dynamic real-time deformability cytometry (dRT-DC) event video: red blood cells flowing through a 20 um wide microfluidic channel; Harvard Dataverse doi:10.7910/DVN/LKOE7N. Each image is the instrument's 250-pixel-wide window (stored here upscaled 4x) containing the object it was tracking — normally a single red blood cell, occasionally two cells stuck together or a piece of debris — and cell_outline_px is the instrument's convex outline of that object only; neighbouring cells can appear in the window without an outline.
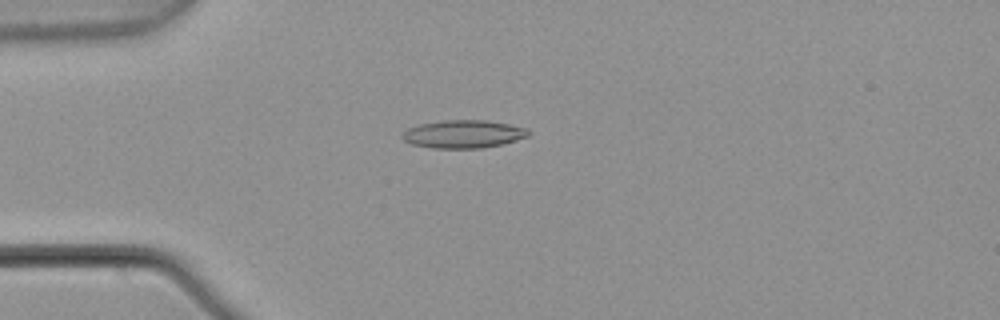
{"species": "common noctule bat (a hibernating species)", "species_latin": "Nyctalus noctula", "temperature_condition": "warm", "stored_images_in_passage": 5, "camera_frame_rate_fps": 3000, "um_per_image_px": 0.085, "animal": {"sex": "male", "body_mass_g": 21.5, "forearm_length_mm": 52.0}, "frame": {"image": 1, "passage_image": 4, "time_ms": 1.0, "image_size_px": [1000, 320], "cell_outline_px": [[532, 132], [528, 136], [516, 140], [500, 144], [480, 148], [432, 148], [412, 144], [404, 140], [400, 136], [400, 132], [408, 128], [420, 124], [444, 120], [488, 120], [528, 128]], "centroid_in_image_um": [39.37, 11.39], "position_along_channel_um": 45.6, "area_um2": 20.63}}
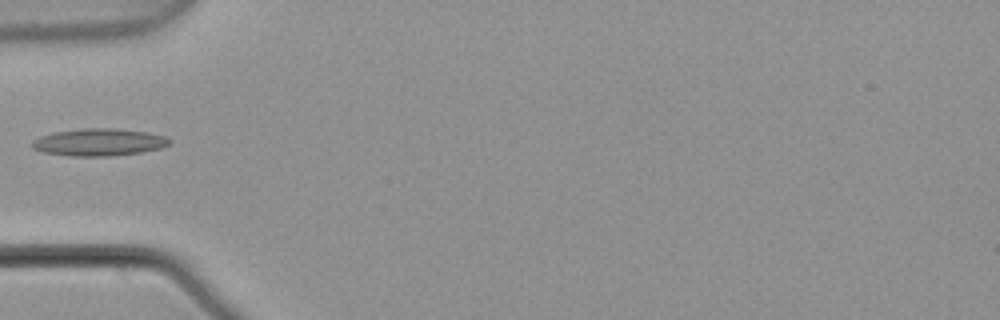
{"frame": {"image": 2, "passage_image": 5, "time_ms": 1.333, "image_size_px": [1000, 320], "cell_outline_px": [[172, 140], [168, 144], [160, 148], [140, 152], [112, 156], [72, 156], [44, 152], [32, 148], [32, 140], [40, 136], [52, 132], [80, 128], [116, 128], [148, 132], [164, 136]], "centroid_in_image_um": [8.39, 12.07], "position_along_channel_um": 76.6, "area_um2": 21.91}}